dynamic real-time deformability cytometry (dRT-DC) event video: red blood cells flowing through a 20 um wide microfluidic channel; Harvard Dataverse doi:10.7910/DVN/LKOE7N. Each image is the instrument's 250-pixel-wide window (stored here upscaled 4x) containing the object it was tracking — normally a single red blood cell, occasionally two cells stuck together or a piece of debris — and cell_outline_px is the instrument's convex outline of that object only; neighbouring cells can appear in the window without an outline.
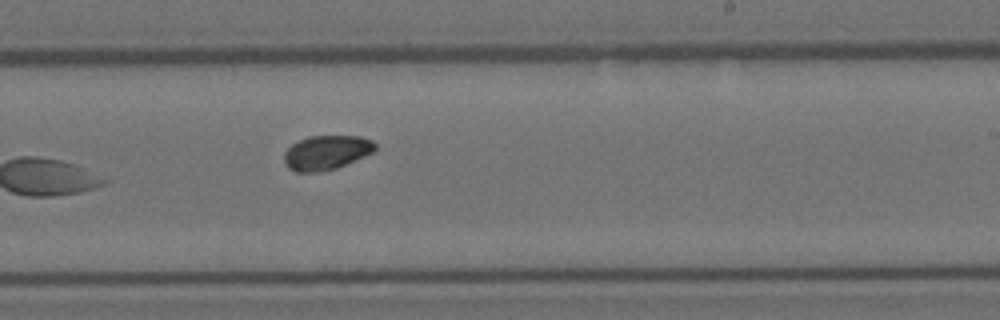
{"species": "Egyptian fruit bat (a non-hibernating species)", "species_latin": "Rousettus aegyptiacus", "temperature_condition": "room temperature", "stored_images_in_passage": 9, "camera_frame_rate_fps": 3000, "um_per_image_px": 0.085, "animal": {"sex": "female"}, "frame": {"image": 1, "passage_image": 9, "time_ms": 2.667, "image_size_px": [1000, 320], "cell_outline_px": [[376, 148], [372, 152], [364, 156], [336, 168], [320, 172], [296, 172], [288, 168], [284, 164], [284, 152], [292, 144], [308, 136], [360, 136], [372, 140], [376, 144]], "centroid_in_image_um": [27.72, 12.97], "position_along_channel_um": 261.3, "area_um2": 18.21}}